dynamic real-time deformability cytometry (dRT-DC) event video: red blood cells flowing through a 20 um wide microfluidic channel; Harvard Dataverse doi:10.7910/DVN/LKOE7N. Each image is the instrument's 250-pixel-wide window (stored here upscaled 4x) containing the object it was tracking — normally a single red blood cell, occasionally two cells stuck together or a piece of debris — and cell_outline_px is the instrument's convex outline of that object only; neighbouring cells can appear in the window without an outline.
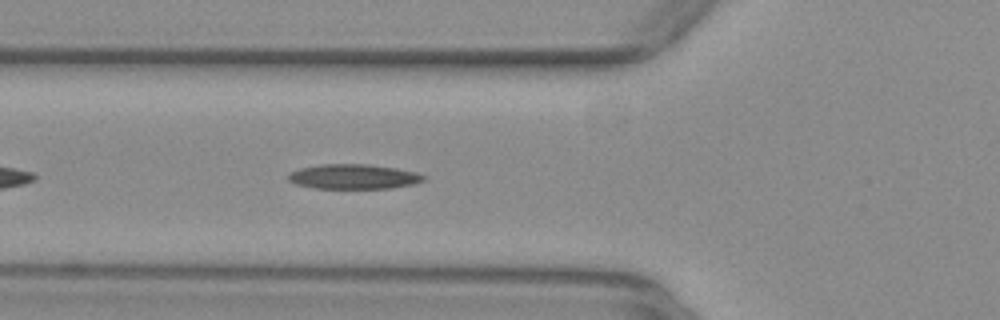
{"species": "common noctule bat (a hibernating species)", "species_latin": "Nyctalus noctula", "temperature_condition": "warm", "stored_images_in_passage": 38, "camera_frame_rate_fps": 3000, "um_per_image_px": 0.085, "animal": {"sex": "female", "body_mass_g": 29.2, "forearm_length_mm": 56.3}, "frame": {"image": 1, "passage_image": 6, "time_ms": 1.667, "image_size_px": [1000, 320], "cell_outline_px": [[428, 176], [424, 180], [416, 184], [392, 188], [316, 188], [296, 184], [288, 180], [288, 172], [300, 168], [320, 164], [368, 164], [396, 168], [416, 172]], "centroid_in_image_um": [30.08, 15.01], "position_along_channel_um": 95.7, "area_um2": 19.71}}
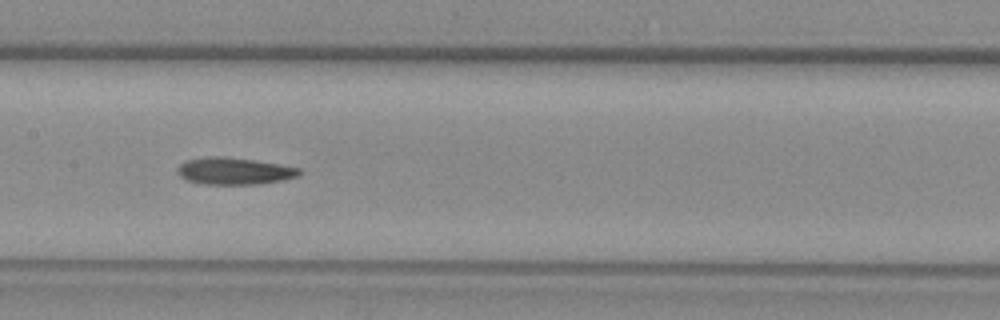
{"frame": {"image": 2, "passage_image": 13, "time_ms": 4.0, "image_size_px": [1000, 320], "cell_outline_px": [[300, 176], [284, 180], [256, 184], [200, 184], [188, 180], [180, 176], [176, 172], [176, 168], [184, 160], [212, 156], [220, 156], [252, 160], [280, 164], [300, 168]], "centroid_in_image_um": [19.89, 14.54], "position_along_channel_um": 187.5, "area_um2": 19.19}}
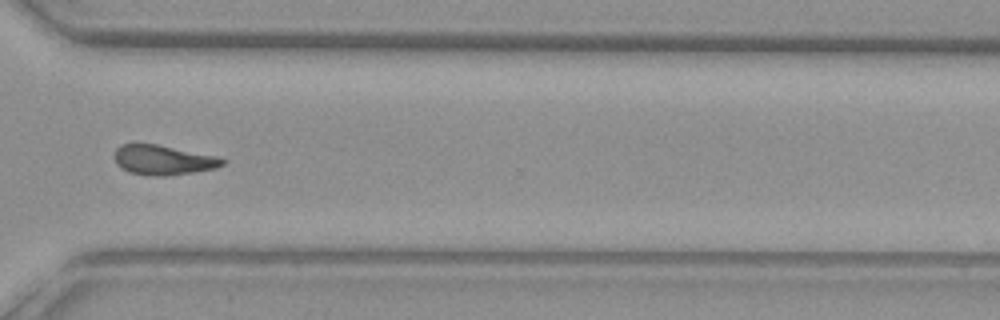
{"frame": {"image": 3, "passage_image": 26, "time_ms": 8.333, "image_size_px": [1000, 320], "cell_outline_px": [[228, 160], [224, 164], [216, 168], [168, 176], [148, 176], [128, 172], [120, 168], [116, 164], [116, 148], [120, 144], [156, 144], [216, 156]], "centroid_in_image_um": [13.87, 13.61], "position_along_channel_um": 356.7, "area_um2": 18.73}, "authors_computed_cell_mechanics": {"area_um2": 18.785, "velocity_mm_per_s": 3.912, "shape_relaxation_time_tau1_ms": null, "shape_relaxation_time_tau2_ms": 9.5566, "deformation_change_tau1": null, "deformation_change_tau2": 0.2263}}